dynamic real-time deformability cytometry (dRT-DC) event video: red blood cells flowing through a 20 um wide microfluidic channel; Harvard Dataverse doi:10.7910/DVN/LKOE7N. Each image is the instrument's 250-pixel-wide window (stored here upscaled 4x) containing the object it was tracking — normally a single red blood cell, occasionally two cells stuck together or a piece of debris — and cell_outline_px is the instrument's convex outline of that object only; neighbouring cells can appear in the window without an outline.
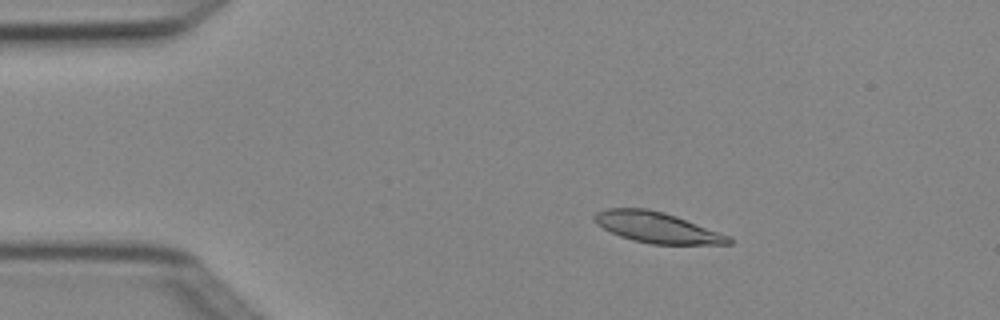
{"species": "Egyptian fruit bat (a non-hibernating species)", "species_latin": "Rousettus aegyptiacus", "temperature_condition": "cold", "stored_images_in_passage": 7, "camera_frame_rate_fps": 3000, "um_per_image_px": 0.085, "animal": {"sex": "female"}, "frame": {"image": 1, "passage_image": 2, "time_ms": 0.333, "image_size_px": [1000, 320], "cell_outline_px": [[732, 244], [652, 244], [632, 240], [620, 236], [596, 224], [592, 220], [592, 216], [596, 212], [608, 208], [648, 208], [664, 212], [676, 216], [728, 236], [732, 240]], "centroid_in_image_um": [55.77, 19.32], "position_along_channel_um": 29.2, "area_um2": 23.81}}
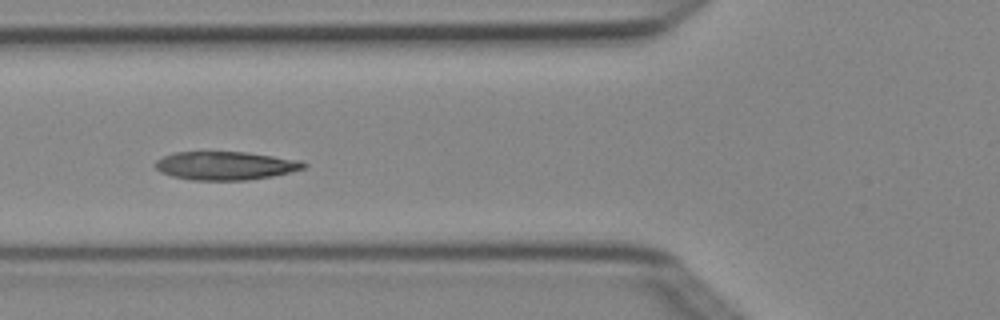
{"frame": {"image": 2, "passage_image": 5, "time_ms": 1.333, "image_size_px": [1000, 320], "cell_outline_px": [[308, 164], [304, 168], [272, 176], [248, 180], [192, 180], [172, 176], [160, 172], [156, 168], [156, 160], [172, 152], [244, 152], [300, 160]], "centroid_in_image_um": [19.14, 14.08], "position_along_channel_um": 106.7, "area_um2": 24.39}}
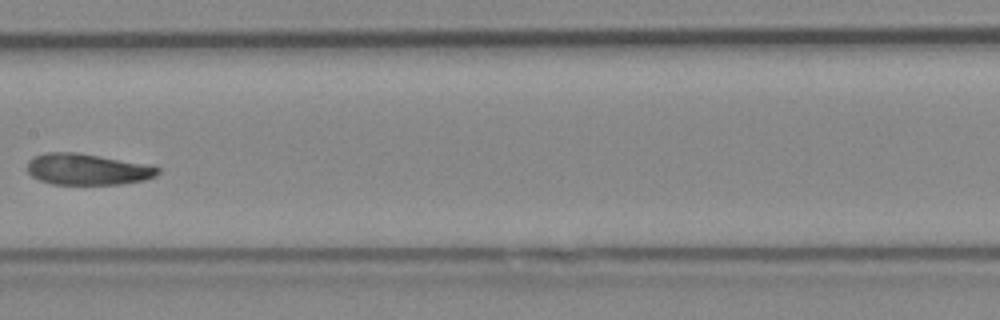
{"frame": {"image": 3, "passage_image": 7, "time_ms": 2.0, "image_size_px": [1000, 320], "cell_outline_px": [[160, 172], [156, 176], [144, 180], [120, 184], [52, 184], [40, 180], [32, 176], [28, 172], [28, 160], [32, 156], [48, 152], [76, 152], [156, 164], [160, 168]], "centroid_in_image_um": [7.5, 14.37], "position_along_channel_um": 199.9, "area_um2": 24.28}}